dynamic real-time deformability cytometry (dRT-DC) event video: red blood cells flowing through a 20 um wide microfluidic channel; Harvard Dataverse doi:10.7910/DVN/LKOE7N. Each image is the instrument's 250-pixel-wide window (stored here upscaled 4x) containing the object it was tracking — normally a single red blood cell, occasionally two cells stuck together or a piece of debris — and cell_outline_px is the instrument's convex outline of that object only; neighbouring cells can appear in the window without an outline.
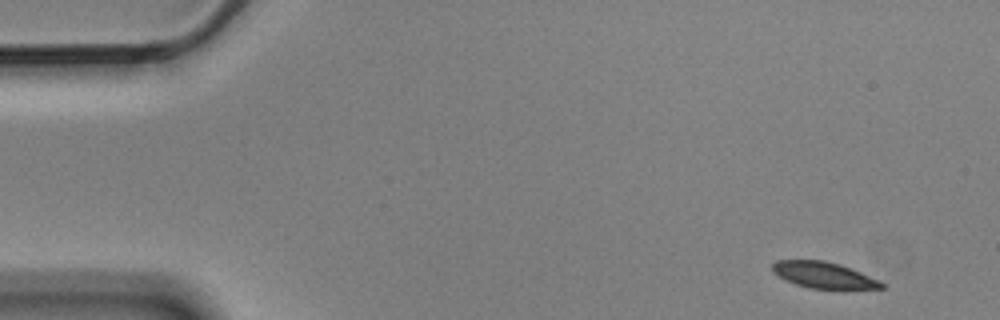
{"species": "Egyptian fruit bat (a non-hibernating species)", "species_latin": "Rousettus aegyptiacus", "temperature_condition": "cold", "stored_images_in_passage": 4, "camera_frame_rate_fps": 3000, "um_per_image_px": 0.085, "animal": {"sex": "male"}, "frame": {"image": 1, "passage_image": 1, "time_ms": 0.0, "image_size_px": [1000, 320], "cell_outline_px": [[884, 288], [808, 288], [796, 284], [772, 272], [772, 264], [776, 260], [824, 260], [840, 264], [880, 280], [884, 284]], "centroid_in_image_um": [70.0, 23.36], "position_along_channel_um": 15.0, "area_um2": 16.36}}
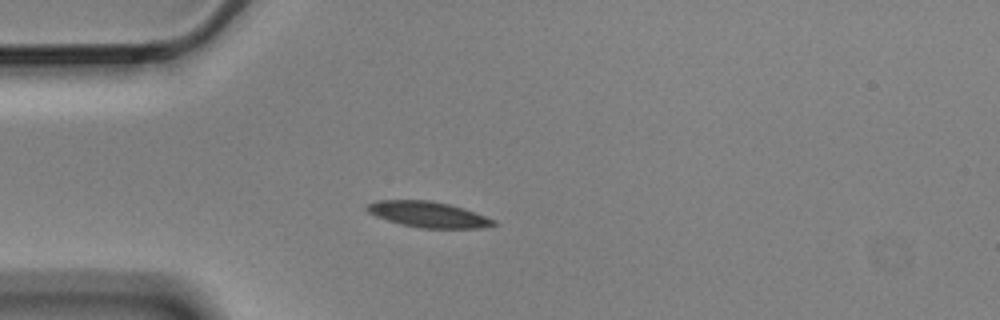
{"frame": {"image": 2, "passage_image": 4, "time_ms": 1.0, "image_size_px": [1000, 320], "cell_outline_px": [[496, 224], [484, 228], [420, 228], [400, 224], [376, 216], [368, 212], [364, 208], [364, 204], [376, 200], [428, 200], [448, 204], [464, 208], [496, 220]], "centroid_in_image_um": [36.36, 18.22], "position_along_channel_um": 48.6, "area_um2": 19.13}}